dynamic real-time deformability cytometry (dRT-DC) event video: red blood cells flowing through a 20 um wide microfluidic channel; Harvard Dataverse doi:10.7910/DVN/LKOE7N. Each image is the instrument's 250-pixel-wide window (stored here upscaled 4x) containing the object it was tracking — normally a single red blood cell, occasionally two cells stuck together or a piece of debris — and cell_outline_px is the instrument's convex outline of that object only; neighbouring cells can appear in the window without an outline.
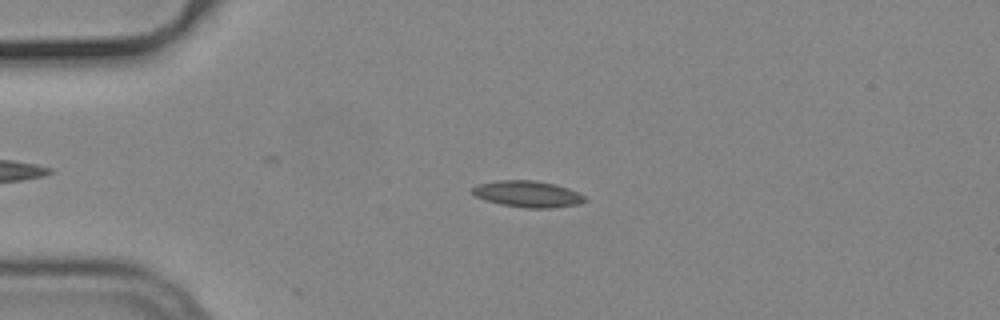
{"species": "common noctule bat (a hibernating species)", "species_latin": "Nyctalus noctula", "temperature_condition": "cold", "stored_images_in_passage": 29, "camera_frame_rate_fps": 3000, "um_per_image_px": 0.085, "animal": {"sex": "male", "body_mass_g": 19.2, "forearm_length_mm": 51.8}, "frame": {"image": 1, "passage_image": 11, "time_ms": 3.333, "image_size_px": [1000, 320], "cell_outline_px": [[588, 200], [580, 204], [552, 208], [528, 208], [500, 204], [476, 196], [472, 192], [472, 188], [480, 184], [496, 180], [536, 180], [556, 184], [568, 188], [584, 196]], "centroid_in_image_um": [44.9, 16.49], "position_along_channel_um": 40.1, "area_um2": 17.22}}
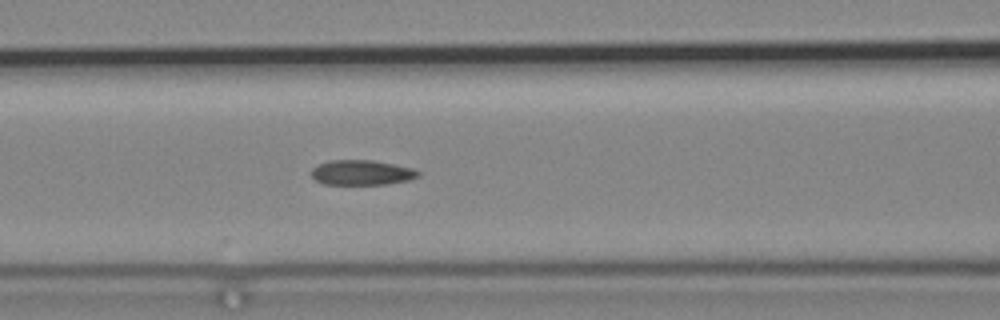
{"frame": {"image": 2, "passage_image": 21, "time_ms": 6.667, "image_size_px": [1000, 320], "cell_outline_px": [[420, 176], [408, 180], [388, 184], [324, 184], [316, 180], [312, 176], [312, 168], [328, 160], [372, 160], [412, 168], [420, 172]], "centroid_in_image_um": [30.75, 14.67], "position_along_channel_um": 135.8, "area_um2": 15.43}}
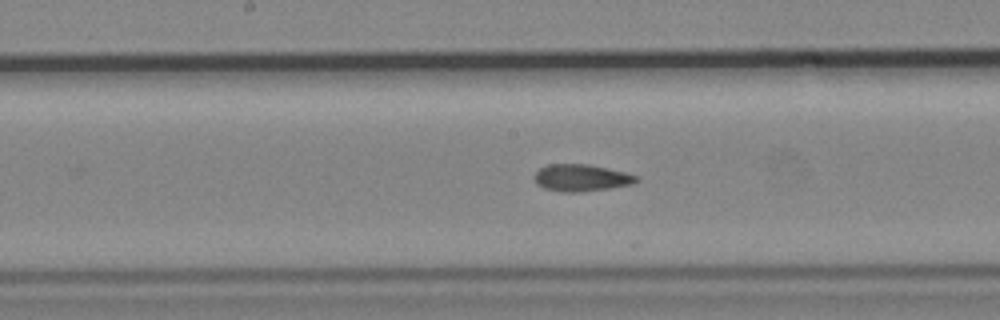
{"frame": {"image": 3, "passage_image": 26, "time_ms": 8.333, "image_size_px": [1000, 320], "cell_outline_px": [[636, 180], [632, 184], [608, 188], [580, 192], [564, 192], [544, 188], [536, 184], [532, 176], [540, 168], [548, 164], [588, 164], [608, 168], [624, 172], [636, 176]], "centroid_in_image_um": [49.33, 15.11], "position_along_channel_um": 198.9, "area_um2": 15.9}}